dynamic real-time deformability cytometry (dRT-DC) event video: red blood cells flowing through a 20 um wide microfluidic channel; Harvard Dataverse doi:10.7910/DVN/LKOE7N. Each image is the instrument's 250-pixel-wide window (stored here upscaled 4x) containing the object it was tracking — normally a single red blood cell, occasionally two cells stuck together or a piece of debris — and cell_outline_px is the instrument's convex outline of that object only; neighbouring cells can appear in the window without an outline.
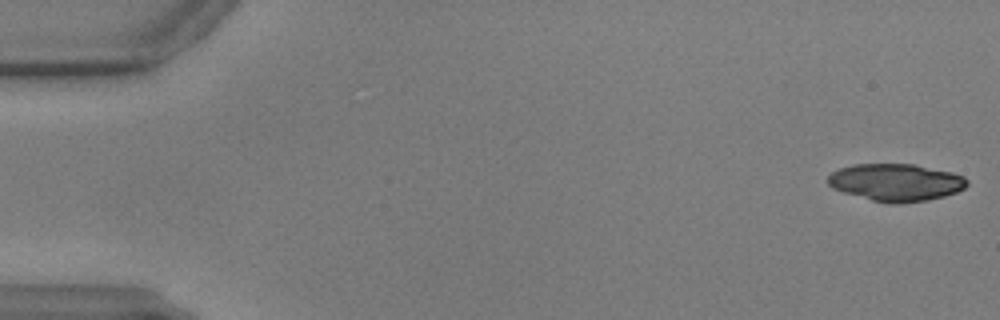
{"species": "common noctule bat (a hibernating species)", "species_latin": "Nyctalus noctula", "temperature_condition": "warm", "stored_images_in_passage": 42, "camera_frame_rate_fps": 3000, "um_per_image_px": 0.085, "animal": {"sex": "male", "body_mass_g": 17.9, "forearm_length_mm": 54.2}, "frame": {"image": 1, "passage_image": 1, "time_ms": 0.0, "image_size_px": [1000, 320], "cell_outline_px": [[968, 184], [964, 188], [956, 192], [944, 196], [928, 200], [900, 204], [888, 204], [872, 200], [844, 192], [832, 188], [828, 184], [828, 176], [832, 172], [840, 168], [856, 164], [912, 164], [952, 172], [964, 176], [968, 180]], "centroid_in_image_um": [76.17, 15.51], "position_along_channel_um": 8.8, "area_um2": 30.29}}
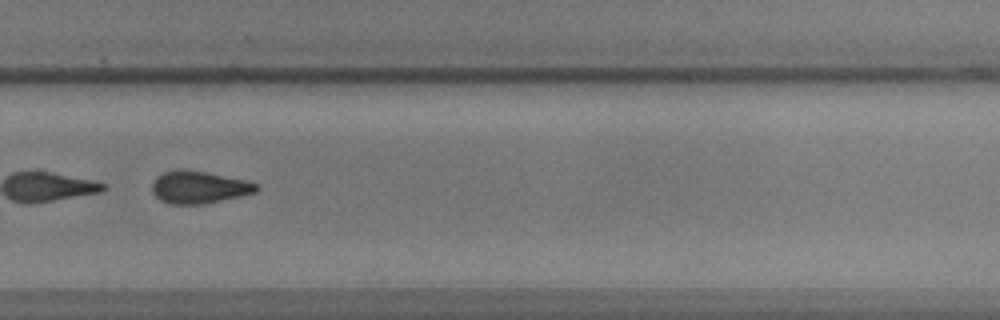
{"frame": {"image": 2, "passage_image": 40, "time_ms": 13.0, "image_size_px": [1000, 320], "cell_outline_px": [[260, 188], [256, 192], [240, 196], [204, 204], [168, 204], [160, 200], [152, 192], [152, 180], [156, 176], [164, 172], [176, 168], [188, 168], [244, 180], [260, 184]], "centroid_in_image_um": [16.88, 15.89], "position_along_channel_um": 312.9, "area_um2": 20.06}}